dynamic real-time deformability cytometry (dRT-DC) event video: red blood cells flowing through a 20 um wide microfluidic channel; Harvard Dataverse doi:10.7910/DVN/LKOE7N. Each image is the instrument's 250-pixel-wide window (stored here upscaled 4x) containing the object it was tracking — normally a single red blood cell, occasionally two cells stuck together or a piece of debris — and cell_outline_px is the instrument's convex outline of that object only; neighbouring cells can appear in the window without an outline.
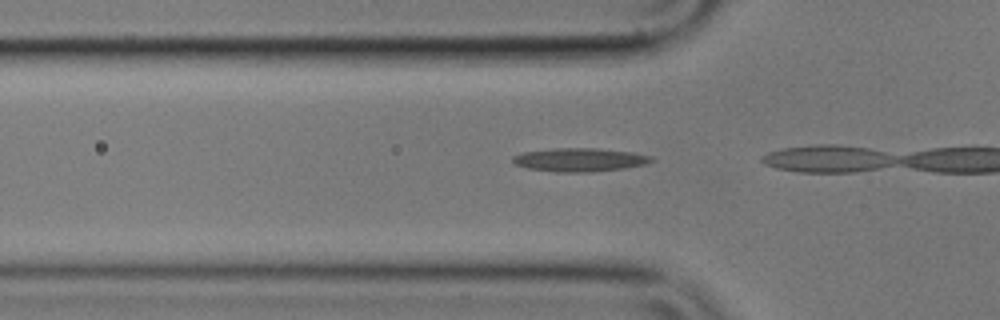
{"species": "common noctule bat (a hibernating species)", "species_latin": "Nyctalus noctula", "temperature_condition": "cold", "stored_images_in_passage": 3, "camera_frame_rate_fps": 3000, "um_per_image_px": 0.085, "animal": {"sex": "male", "body_mass_g": 17.9}, "frame": {"image": 1, "passage_image": 2, "time_ms": 0.333, "image_size_px": [1000, 320], "cell_outline_px": [[656, 160], [644, 164], [624, 168], [592, 172], [556, 172], [528, 168], [516, 164], [512, 160], [512, 156], [524, 152], [556, 148], [596, 148], [632, 152], [652, 156]], "centroid_in_image_um": [49.3, 13.58], "position_along_channel_um": 76.5, "area_um2": 18.9}}